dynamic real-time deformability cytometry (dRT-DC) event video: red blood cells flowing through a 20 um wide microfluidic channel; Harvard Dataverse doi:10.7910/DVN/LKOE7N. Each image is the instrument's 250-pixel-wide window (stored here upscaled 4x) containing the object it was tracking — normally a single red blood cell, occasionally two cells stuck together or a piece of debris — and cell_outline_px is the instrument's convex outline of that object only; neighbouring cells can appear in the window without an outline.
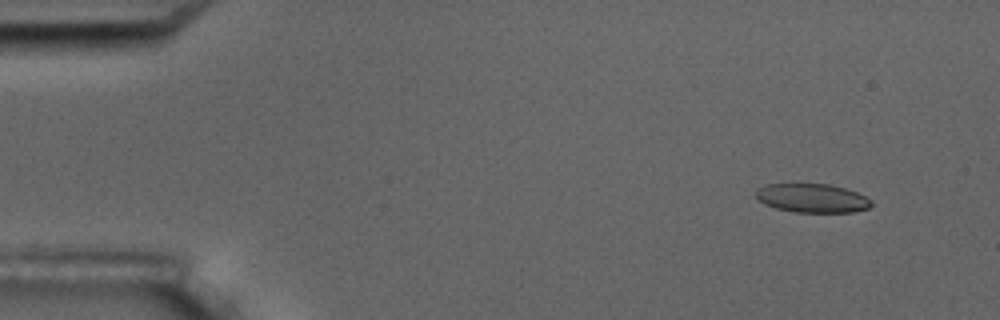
{"species": "common noctule bat (a hibernating species)", "species_latin": "Nyctalus noctula", "temperature_condition": "room temperature", "stored_images_in_passage": 4, "camera_frame_rate_fps": 3000, "um_per_image_px": 0.085, "animal": {"sex": "male", "body_mass_g": 17.5, "forearm_length_mm": 52.3}, "frame": {"image": 1, "passage_image": 1, "time_ms": 0.0, "image_size_px": [1000, 320], "cell_outline_px": [[872, 204], [868, 208], [856, 212], [792, 212], [776, 208], [764, 204], [756, 196], [756, 188], [764, 184], [800, 180], [828, 184], [844, 188], [856, 192], [872, 200]], "centroid_in_image_um": [68.96, 16.78], "position_along_channel_um": 16.0, "area_um2": 20.35}}
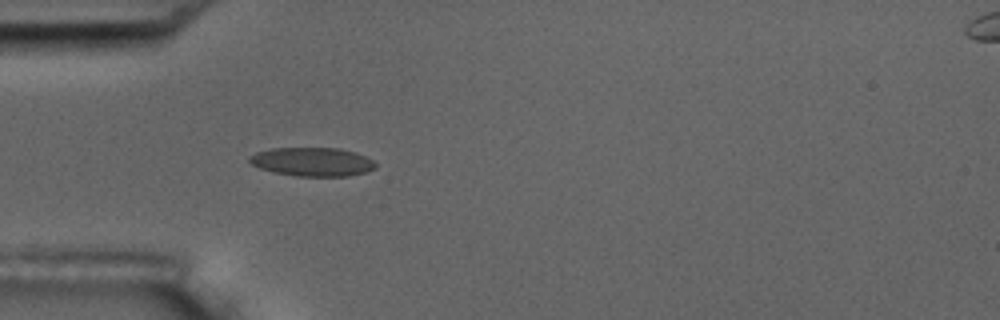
{"frame": {"image": 2, "passage_image": 4, "time_ms": 4.0, "image_size_px": [1000, 320], "cell_outline_px": [[376, 168], [364, 172], [348, 176], [296, 176], [276, 172], [260, 168], [252, 164], [248, 160], [248, 156], [256, 152], [272, 148], [340, 148], [356, 152], [372, 160], [376, 164]], "centroid_in_image_um": [26.54, 13.74], "position_along_channel_um": 58.5, "area_um2": 21.04}}